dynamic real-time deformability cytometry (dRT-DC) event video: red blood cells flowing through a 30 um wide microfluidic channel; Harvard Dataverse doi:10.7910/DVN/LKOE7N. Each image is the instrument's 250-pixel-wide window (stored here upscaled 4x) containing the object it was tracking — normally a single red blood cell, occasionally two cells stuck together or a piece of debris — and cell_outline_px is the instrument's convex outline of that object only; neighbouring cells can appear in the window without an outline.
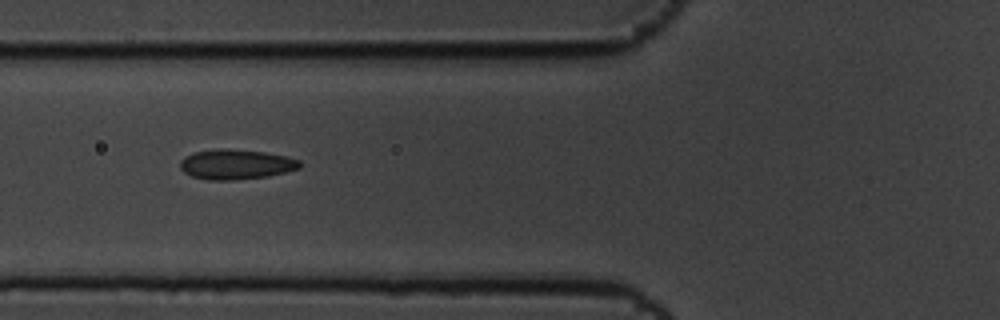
{"species": "common noctule bat (a hibernating species)", "species_latin": "Nyctalus noctula", "temperature_condition": "cold", "stored_images_in_passage": 9, "camera_frame_rate_fps": 3000, "um_per_image_px": 0.085, "animal": {"sex": "male", "body_mass_g": 19.5, "forearm_length_mm": 54.6}, "frame": {"image": 1, "passage_image": 8, "time_ms": 2.333, "image_size_px": [1000, 320], "cell_outline_px": [[304, 164], [300, 168], [268, 176], [236, 180], [208, 180], [192, 176], [184, 172], [180, 168], [180, 160], [184, 156], [192, 152], [220, 148], [228, 148], [264, 152], [288, 156], [300, 160]], "centroid_in_image_um": [20.06, 13.96], "position_along_channel_um": 105.7, "area_um2": 21.21}}
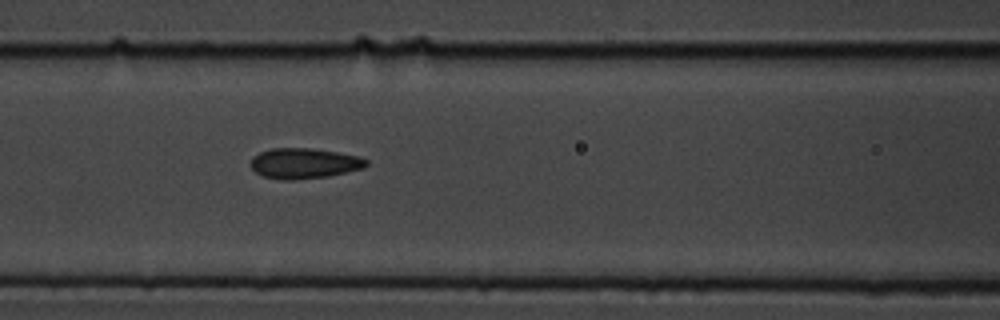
{"frame": {"image": 2, "passage_image": 9, "time_ms": 2.667, "image_size_px": [1000, 320], "cell_outline_px": [[368, 164], [364, 168], [328, 176], [292, 180], [284, 180], [264, 176], [256, 172], [252, 168], [252, 156], [260, 152], [272, 148], [312, 148], [336, 152], [356, 156], [368, 160]], "centroid_in_image_um": [25.85, 13.88], "position_along_channel_um": 140.7, "area_um2": 20.29}}